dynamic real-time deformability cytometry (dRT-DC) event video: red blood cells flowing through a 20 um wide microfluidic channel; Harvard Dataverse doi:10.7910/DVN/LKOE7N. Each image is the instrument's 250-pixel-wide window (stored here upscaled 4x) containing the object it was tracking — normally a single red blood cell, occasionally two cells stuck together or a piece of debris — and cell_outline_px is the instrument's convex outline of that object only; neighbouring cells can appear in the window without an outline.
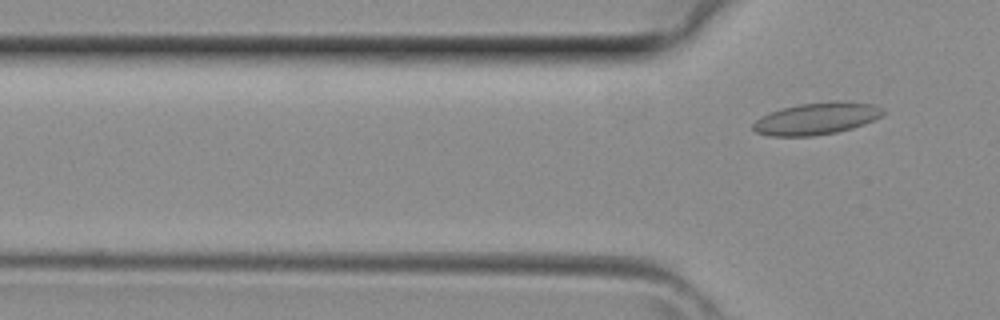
{"species": "common noctule bat (a hibernating species)", "species_latin": "Nyctalus noctula", "temperature_condition": "room temperature", "stored_images_in_passage": 4, "camera_frame_rate_fps": 3000, "um_per_image_px": 0.085, "animal": {"sex": "female", "body_mass_g": 29.2, "forearm_length_mm": 56.3}, "frame": {"image": 1, "passage_image": 4, "time_ms": 1.0, "image_size_px": [1000, 320], "cell_outline_px": [[884, 112], [880, 116], [864, 124], [852, 128], [836, 132], [812, 136], [768, 136], [756, 132], [752, 128], [752, 124], [760, 116], [768, 112], [780, 108], [800, 104], [832, 100], [848, 100], [876, 104], [884, 108]], "centroid_in_image_um": [69.41, 10.05], "position_along_channel_um": 56.4, "area_um2": 24.68}}